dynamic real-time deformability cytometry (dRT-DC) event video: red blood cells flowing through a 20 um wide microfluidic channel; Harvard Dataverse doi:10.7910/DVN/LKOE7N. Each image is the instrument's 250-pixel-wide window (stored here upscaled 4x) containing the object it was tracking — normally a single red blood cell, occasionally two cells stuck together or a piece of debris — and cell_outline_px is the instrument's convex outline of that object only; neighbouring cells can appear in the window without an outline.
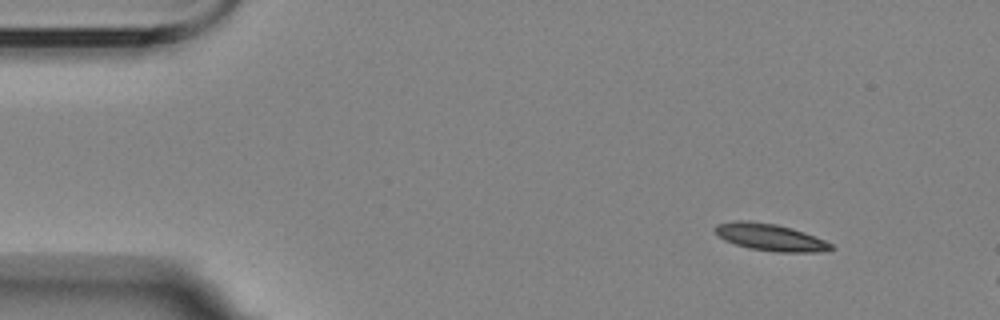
{"species": "Egyptian fruit bat (a non-hibernating species)", "species_latin": "Rousettus aegyptiacus", "temperature_condition": "room temperature", "stored_images_in_passage": 5, "camera_frame_rate_fps": 3000, "um_per_image_px": 0.085, "animal": {"sex": "female"}, "frame": {"image": 1, "passage_image": 1, "time_ms": 0.0, "image_size_px": [1000, 320], "cell_outline_px": [[836, 248], [828, 252], [776, 252], [748, 248], [724, 240], [716, 232], [716, 224], [736, 220], [748, 220], [776, 224], [792, 228], [804, 232], [824, 240], [832, 244]], "centroid_in_image_um": [65.52, 20.17], "position_along_channel_um": 19.5, "area_um2": 18.32}}